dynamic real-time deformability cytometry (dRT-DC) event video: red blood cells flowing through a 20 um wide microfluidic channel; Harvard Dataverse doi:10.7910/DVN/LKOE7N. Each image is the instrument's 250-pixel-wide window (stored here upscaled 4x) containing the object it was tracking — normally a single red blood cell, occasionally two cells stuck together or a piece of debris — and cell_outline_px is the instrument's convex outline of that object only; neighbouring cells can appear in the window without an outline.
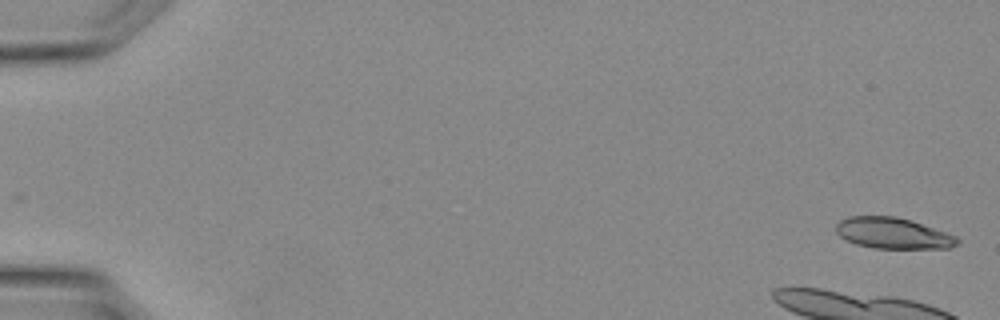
{"species": "Egyptian fruit bat (a non-hibernating species)", "species_latin": "Rousettus aegyptiacus", "temperature_condition": "warm", "stored_images_in_passage": 35, "camera_frame_rate_fps": 3000, "um_per_image_px": 0.085, "animal": {"sex": "female"}, "frame": {"image": 1, "passage_image": 1, "time_ms": 0.0, "image_size_px": [1000, 320], "cell_outline_px": [[960, 244], [948, 248], [876, 248], [856, 244], [840, 236], [836, 232], [836, 224], [840, 220], [848, 216], [896, 216], [956, 236], [960, 240]], "centroid_in_image_um": [75.88, 19.82], "position_along_channel_um": 9.1, "area_um2": 21.62}}